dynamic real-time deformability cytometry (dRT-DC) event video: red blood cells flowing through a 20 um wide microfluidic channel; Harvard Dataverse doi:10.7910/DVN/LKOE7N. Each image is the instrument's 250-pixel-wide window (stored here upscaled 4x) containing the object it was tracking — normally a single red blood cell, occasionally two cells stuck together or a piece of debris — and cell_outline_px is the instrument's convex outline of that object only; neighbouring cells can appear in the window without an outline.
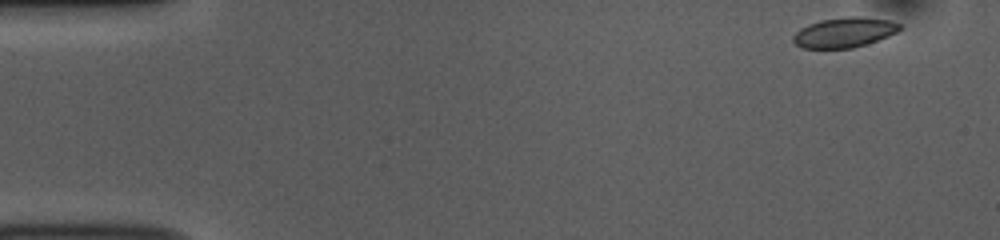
{"species": "common noctule bat (a hibernating species)", "species_latin": "Nyctalus noctula", "temperature_condition": "room temperature", "stored_images_in_passage": 50, "camera_frame_rate_fps": 3000, "um_per_image_px": 0.085, "animal": {"sex": "female", "body_mass_g": 10.0, "forearm_length_mm": 53.1}, "frame": {"image": 1, "passage_image": 1, "time_ms": 0.0, "image_size_px": [1000, 240], "cell_outline_px": [[900, 28], [896, 32], [888, 36], [852, 48], [800, 48], [792, 40], [792, 36], [800, 28], [808, 24], [820, 20], [848, 16], [860, 16], [888, 20], [900, 24]], "centroid_in_image_um": [71.71, 2.75], "position_along_channel_um": 13.3, "area_um2": 18.5}}
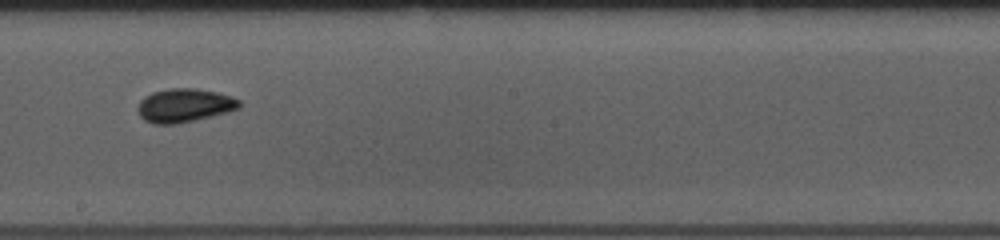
{"frame": {"image": 2, "passage_image": 27, "time_ms": 8.667, "image_size_px": [1000, 240], "cell_outline_px": [[240, 108], [228, 112], [192, 120], [172, 124], [156, 124], [144, 120], [140, 116], [136, 108], [140, 100], [144, 96], [152, 92], [168, 88], [196, 88], [216, 92], [232, 96], [240, 100]], "centroid_in_image_um": [15.65, 8.94], "position_along_channel_um": 232.5, "area_um2": 19.88}}
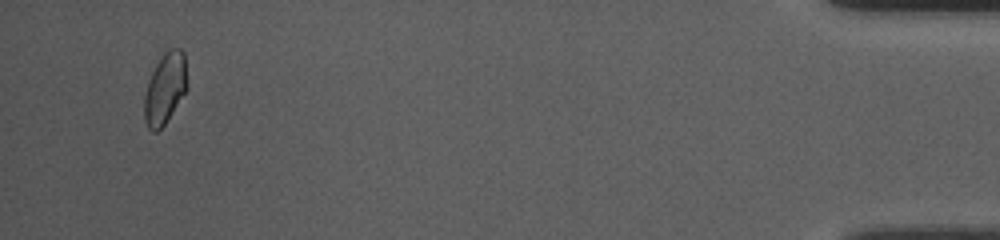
{"frame": {"image": 3, "passage_image": 48, "time_ms": 15.667, "image_size_px": [1000, 240], "cell_outline_px": [[188, 88], [164, 124], [156, 132], [152, 132], [148, 128], [144, 120], [144, 96], [148, 80], [156, 64], [164, 52], [168, 48], [180, 48], [184, 52]], "centroid_in_image_um": [14.03, 7.5], "position_along_channel_um": 421.2, "area_um2": 17.8}, "authors_computed_cell_mechanics": {"area_um2": 18.4382, "velocity_mm_per_s": 3.8049, "shape_relaxation_time_tau1_ms": 3.7928, "shape_relaxation_time_tau2_ms": 1.8481, "deformation_change_tau1": 0.0747, "deformation_change_tau2": 0.0406}}